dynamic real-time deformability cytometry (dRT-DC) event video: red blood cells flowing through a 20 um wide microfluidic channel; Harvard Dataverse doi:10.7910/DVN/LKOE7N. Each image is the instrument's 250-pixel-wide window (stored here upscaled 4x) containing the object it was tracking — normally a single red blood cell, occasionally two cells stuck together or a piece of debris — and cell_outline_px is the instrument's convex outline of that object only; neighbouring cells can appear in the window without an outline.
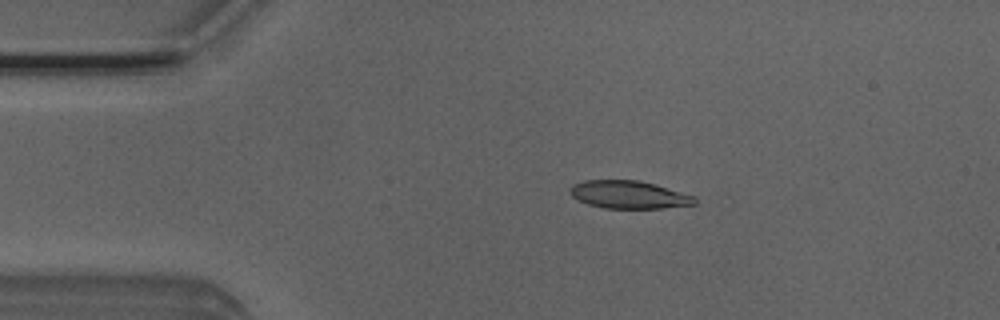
{"species": "Egyptian fruit bat (a non-hibernating species)", "species_latin": "Rousettus aegyptiacus", "temperature_condition": "room temperature", "stored_images_in_passage": 22, "camera_frame_rate_fps": 3000, "um_per_image_px": 0.085, "animal": {"sex": "male"}, "frame": {"image": 1, "passage_image": 10, "time_ms": 3.0, "image_size_px": [1000, 320], "cell_outline_px": [[696, 204], [664, 208], [604, 208], [588, 204], [576, 200], [568, 192], [568, 188], [572, 184], [584, 180], [640, 180], [656, 184], [696, 196]], "centroid_in_image_um": [53.43, 16.54], "position_along_channel_um": 31.6, "area_um2": 20.52}}